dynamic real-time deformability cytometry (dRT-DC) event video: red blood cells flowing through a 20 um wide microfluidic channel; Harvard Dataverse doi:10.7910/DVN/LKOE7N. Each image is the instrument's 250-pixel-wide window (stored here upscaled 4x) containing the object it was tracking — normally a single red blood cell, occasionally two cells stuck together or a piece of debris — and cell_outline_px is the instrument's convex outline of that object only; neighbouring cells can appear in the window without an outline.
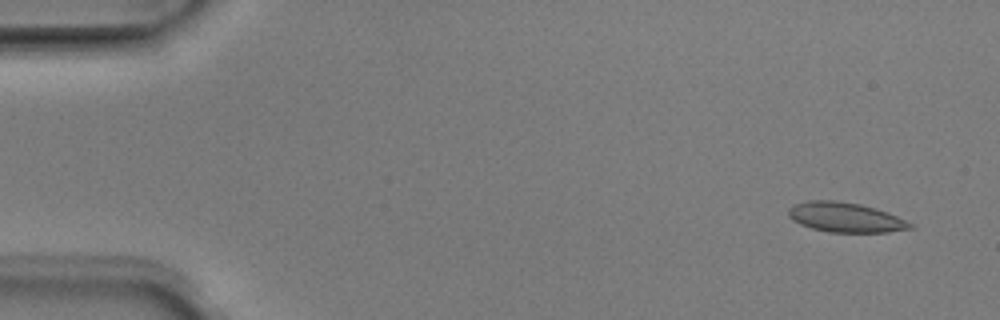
{"species": "Egyptian fruit bat (a non-hibernating species)", "species_latin": "Rousettus aegyptiacus", "temperature_condition": "room temperature", "stored_images_in_passage": 4, "camera_frame_rate_fps": 3000, "um_per_image_px": 0.085, "animal": {"sex": "male"}, "frame": {"image": 1, "passage_image": 1, "time_ms": 0.0, "image_size_px": [1000, 320], "cell_outline_px": [[916, 228], [888, 232], [828, 232], [812, 228], [800, 224], [792, 220], [788, 216], [788, 208], [792, 204], [808, 200], [836, 200], [860, 204], [876, 208], [888, 212], [916, 224]], "centroid_in_image_um": [71.89, 18.47], "position_along_channel_um": 13.1, "area_um2": 21.5}}